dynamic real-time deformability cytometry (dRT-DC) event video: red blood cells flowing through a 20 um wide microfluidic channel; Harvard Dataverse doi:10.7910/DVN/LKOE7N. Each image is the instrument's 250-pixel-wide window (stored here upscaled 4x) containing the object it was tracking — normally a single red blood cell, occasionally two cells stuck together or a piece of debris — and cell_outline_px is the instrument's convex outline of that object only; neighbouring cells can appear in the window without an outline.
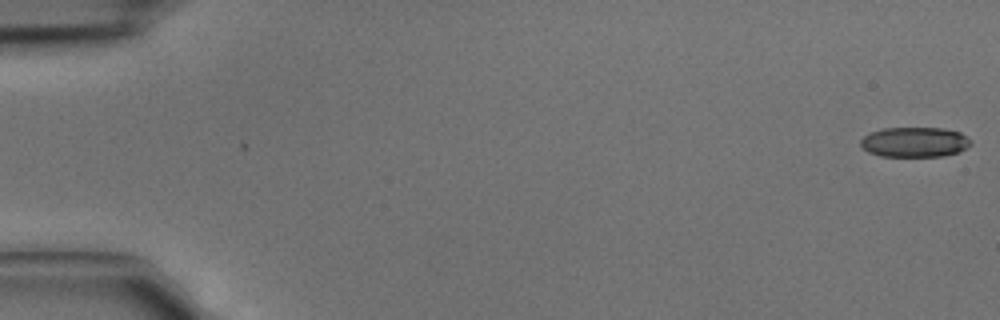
{"species": "common noctule bat (a hibernating species)", "species_latin": "Nyctalus noctula", "temperature_condition": "cold", "stored_images_in_passage": 5, "camera_frame_rate_fps": 3000, "um_per_image_px": 0.085, "animal": {"sex": "male", "body_mass_g": 15.6}, "frame": {"image": 1, "passage_image": 1, "time_ms": 0.0, "image_size_px": [1000, 320], "cell_outline_px": [[972, 144], [956, 152], [944, 156], [880, 156], [868, 152], [860, 144], [860, 140], [864, 136], [872, 132], [884, 128], [944, 128], [960, 132], [972, 140]], "centroid_in_image_um": [77.75, 12.07], "position_along_channel_um": 7.2, "area_um2": 19.19}}
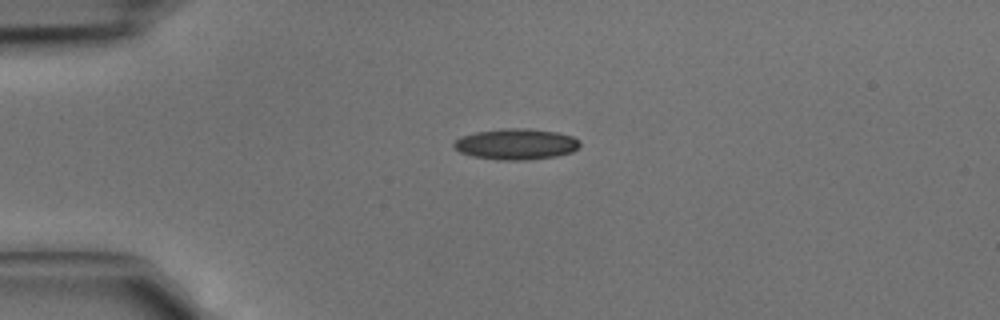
{"frame": {"image": 2, "passage_image": 4, "time_ms": 1.0, "image_size_px": [1000, 320], "cell_outline_px": [[580, 144], [572, 152], [556, 156], [524, 160], [500, 160], [472, 156], [460, 152], [452, 144], [460, 136], [476, 132], [504, 128], [528, 128], [556, 132], [572, 136], [580, 140]], "centroid_in_image_um": [43.86, 12.24], "position_along_channel_um": 41.1, "area_um2": 22.66}}